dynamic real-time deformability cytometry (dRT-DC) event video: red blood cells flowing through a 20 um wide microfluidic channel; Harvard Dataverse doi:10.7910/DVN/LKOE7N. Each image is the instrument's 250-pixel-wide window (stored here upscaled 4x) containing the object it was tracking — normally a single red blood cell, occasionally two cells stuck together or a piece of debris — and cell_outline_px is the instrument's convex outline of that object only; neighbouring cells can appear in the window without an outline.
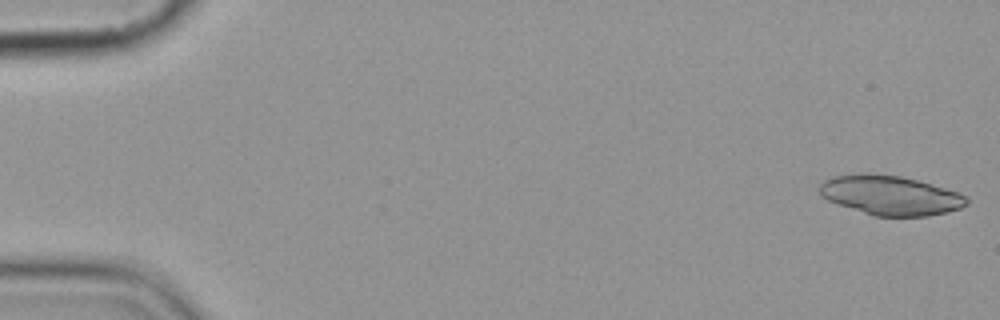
{"species": "common noctule bat (a hibernating species)", "species_latin": "Nyctalus noctula", "temperature_condition": "cold", "stored_images_in_passage": 6, "camera_frame_rate_fps": 3000, "um_per_image_px": 0.085, "animal": {"sex": "female", "body_mass_g": 19.9}, "frame": {"image": 1, "passage_image": 1, "time_ms": 0.0, "image_size_px": [1000, 320], "cell_outline_px": [[968, 204], [960, 208], [948, 212], [928, 216], [876, 216], [836, 204], [820, 196], [820, 184], [824, 180], [832, 176], [900, 176], [916, 180], [944, 188], [956, 192], [964, 196], [968, 200]], "centroid_in_image_um": [75.7, 16.65], "position_along_channel_um": 9.3, "area_um2": 32.77}}